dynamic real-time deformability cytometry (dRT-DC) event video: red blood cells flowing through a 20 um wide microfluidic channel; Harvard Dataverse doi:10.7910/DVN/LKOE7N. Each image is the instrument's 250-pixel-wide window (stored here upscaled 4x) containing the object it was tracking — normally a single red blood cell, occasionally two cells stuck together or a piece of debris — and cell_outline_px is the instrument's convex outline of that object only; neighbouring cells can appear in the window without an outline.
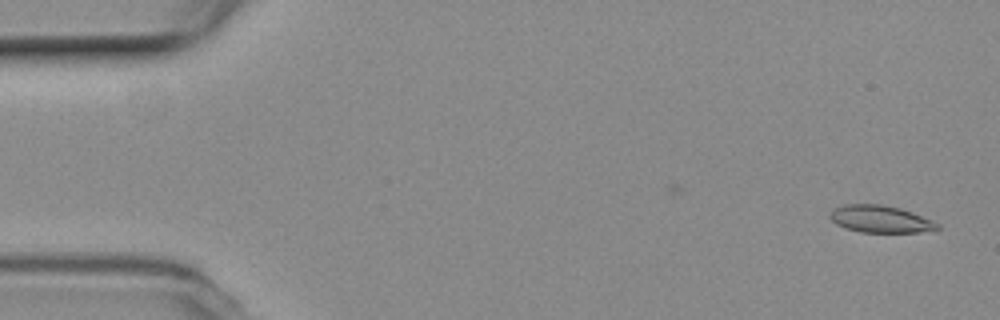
{"species": "common noctule bat (a hibernating species)", "species_latin": "Nyctalus noctula", "temperature_condition": "room temperature", "stored_images_in_passage": 16, "camera_frame_rate_fps": 3000, "um_per_image_px": 0.085, "animal": {"sex": "female", "body_mass_g": 19.3, "forearm_length_mm": 54.1}, "frame": {"image": 1, "passage_image": 1, "time_ms": 0.0, "image_size_px": [1000, 320], "cell_outline_px": [[940, 228], [936, 232], [860, 232], [844, 228], [836, 224], [828, 216], [832, 208], [844, 204], [880, 204], [900, 208], [912, 212], [932, 220], [940, 224]], "centroid_in_image_um": [74.85, 18.63], "position_along_channel_um": 10.1, "area_um2": 17.34}}